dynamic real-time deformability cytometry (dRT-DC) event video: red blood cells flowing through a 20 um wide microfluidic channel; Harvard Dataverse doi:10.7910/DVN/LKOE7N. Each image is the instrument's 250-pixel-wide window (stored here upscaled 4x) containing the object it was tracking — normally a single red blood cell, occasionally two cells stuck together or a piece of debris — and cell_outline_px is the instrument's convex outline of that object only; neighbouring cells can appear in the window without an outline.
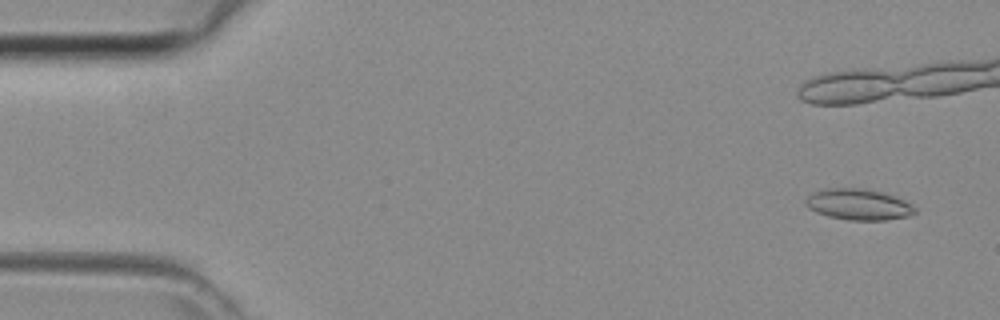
{"species": "common noctule bat (a hibernating species)", "species_latin": "Nyctalus noctula", "temperature_condition": "room temperature", "stored_images_in_passage": 17, "camera_frame_rate_fps": 3000, "um_per_image_px": 0.085, "animal": {"sex": "female", "body_mass_g": 29.2, "forearm_length_mm": 56.3}, "frame": {"image": 1, "passage_image": 3, "time_ms": 0.667, "image_size_px": [1000, 320], "cell_outline_px": [[916, 212], [908, 216], [888, 220], [848, 220], [828, 216], [816, 212], [808, 208], [804, 204], [804, 200], [812, 192], [824, 188], [864, 188], [884, 192], [896, 196], [904, 200], [916, 208]], "centroid_in_image_um": [72.95, 17.37], "position_along_channel_um": 12.0, "area_um2": 20.06}}